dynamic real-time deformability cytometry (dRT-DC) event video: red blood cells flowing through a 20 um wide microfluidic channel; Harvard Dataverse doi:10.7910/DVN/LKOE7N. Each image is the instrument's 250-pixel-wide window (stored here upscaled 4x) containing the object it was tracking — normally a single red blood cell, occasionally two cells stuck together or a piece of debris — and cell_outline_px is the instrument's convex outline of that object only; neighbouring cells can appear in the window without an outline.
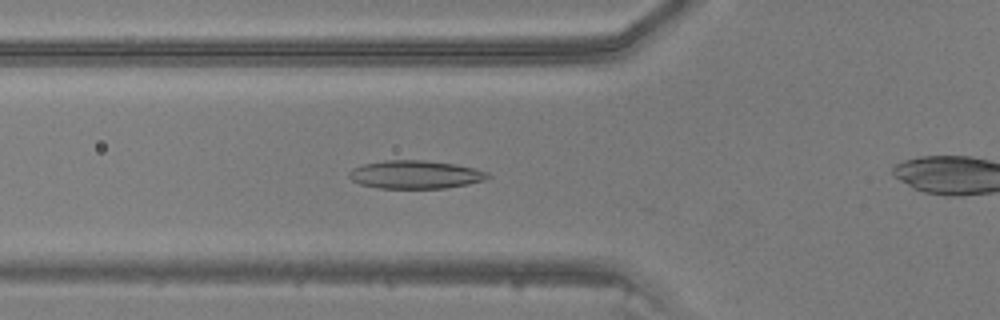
{"species": "common noctule bat (a hibernating species)", "species_latin": "Nyctalus noctula", "temperature_condition": "warm", "stored_images_in_passage": 33, "camera_frame_rate_fps": 3000, "um_per_image_px": 0.085, "animal": {"sex": "male", "body_mass_g": 20.5, "forearm_length_mm": 52.5}, "frame": {"image": 1, "passage_image": 11, "time_ms": 3.333, "image_size_px": [1000, 320], "cell_outline_px": [[492, 176], [484, 180], [468, 184], [444, 188], [380, 188], [360, 184], [352, 180], [348, 176], [348, 172], [352, 168], [364, 164], [384, 160], [424, 160], [456, 164], [476, 168], [488, 172]], "centroid_in_image_um": [35.32, 14.83], "position_along_channel_um": 90.5, "area_um2": 22.89}}
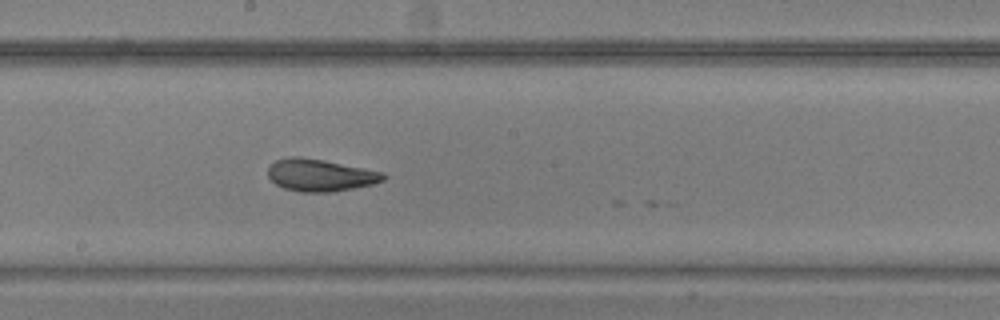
{"frame": {"image": 2, "passage_image": 20, "time_ms": 6.333, "image_size_px": [1000, 320], "cell_outline_px": [[388, 176], [384, 180], [372, 184], [332, 192], [300, 192], [284, 188], [276, 184], [268, 176], [268, 168], [276, 160], [288, 156], [300, 156], [324, 160], [384, 172]], "centroid_in_image_um": [27.22, 14.88], "position_along_channel_um": 221.0, "area_um2": 21.68}}
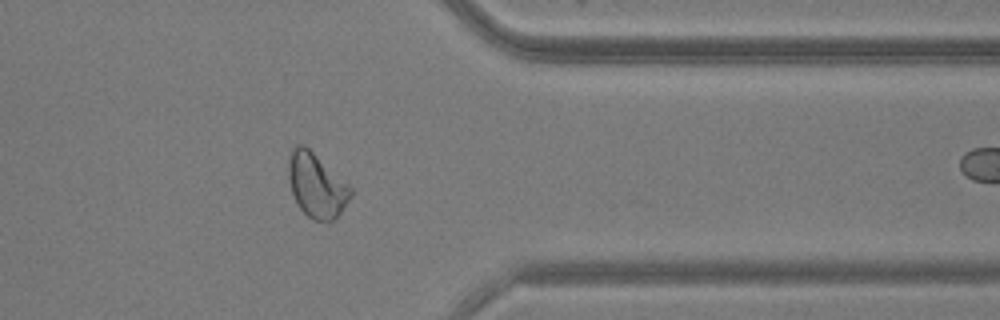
{"frame": {"image": 3, "passage_image": 32, "time_ms": 10.333, "image_size_px": [1000, 320], "cell_outline_px": [[352, 192], [348, 200], [340, 212], [332, 220], [312, 220], [300, 208], [292, 192], [288, 180], [288, 160], [292, 148], [296, 144], [304, 144], [348, 184], [352, 188]], "centroid_in_image_um": [26.87, 15.72], "position_along_channel_um": 384.5, "area_um2": 22.83}}